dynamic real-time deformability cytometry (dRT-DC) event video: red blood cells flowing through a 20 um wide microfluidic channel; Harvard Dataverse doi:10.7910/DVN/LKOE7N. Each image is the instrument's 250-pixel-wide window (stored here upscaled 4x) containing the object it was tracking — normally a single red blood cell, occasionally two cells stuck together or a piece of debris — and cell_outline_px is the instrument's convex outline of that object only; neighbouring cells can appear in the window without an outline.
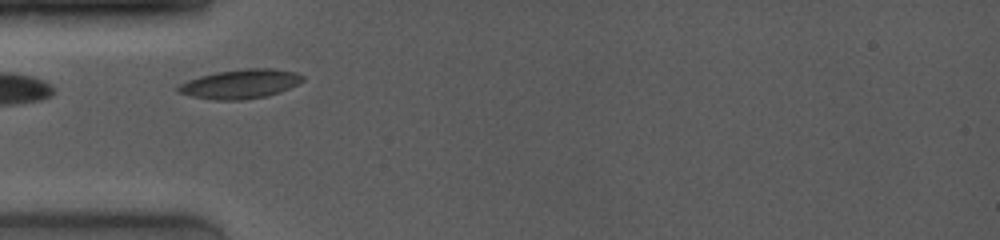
{"species": "common noctule bat (a hibernating species)", "species_latin": "Nyctalus noctula", "temperature_condition": "room temperature", "stored_images_in_passage": 11, "camera_frame_rate_fps": 4000, "um_per_image_px": 0.085, "animal": {"sex": "female", "body_mass_g": 19.0, "forearm_length_mm": 53.3}, "frame": {"image": 1, "passage_image": 1, "time_ms": 0.0, "image_size_px": [1000, 240], "cell_outline_px": [[304, 80], [280, 92], [264, 96], [244, 100], [212, 100], [192, 96], [176, 92], [176, 88], [180, 84], [188, 80], [200, 76], [216, 72], [248, 68], [272, 68], [296, 72], [304, 76]], "centroid_in_image_um": [20.41, 7.13], "position_along_channel_um": 64.6, "area_um2": 21.15}}
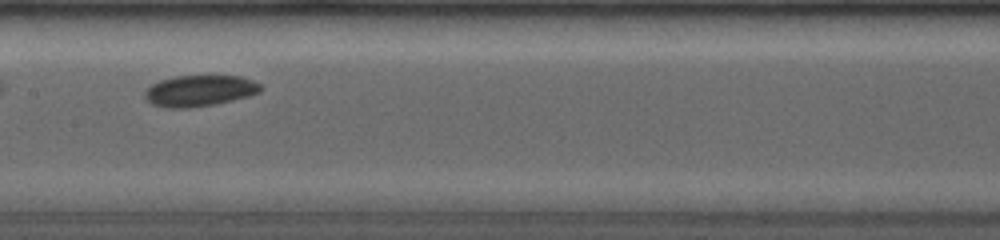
{"frame": {"image": 2, "passage_image": 7, "time_ms": 3.25, "image_size_px": [1000, 240], "cell_outline_px": [[264, 88], [260, 92], [248, 96], [232, 100], [212, 104], [188, 108], [164, 108], [152, 104], [144, 96], [144, 92], [152, 84], [160, 80], [172, 76], [240, 76], [252, 80], [260, 84]], "centroid_in_image_um": [16.95, 7.71], "position_along_channel_um": 190.4, "area_um2": 20.98}}